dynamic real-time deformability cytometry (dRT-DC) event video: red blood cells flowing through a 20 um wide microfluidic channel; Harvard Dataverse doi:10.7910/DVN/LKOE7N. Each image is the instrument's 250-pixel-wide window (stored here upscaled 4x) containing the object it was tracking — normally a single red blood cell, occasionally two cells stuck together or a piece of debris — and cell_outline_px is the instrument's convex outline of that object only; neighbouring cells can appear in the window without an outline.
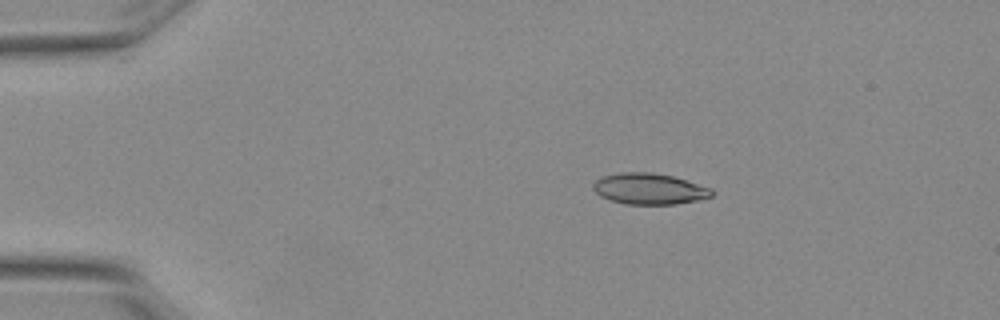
{"species": "Egyptian fruit bat (a non-hibernating species)", "species_latin": "Rousettus aegyptiacus", "temperature_condition": "warm", "stored_images_in_passage": 3, "camera_frame_rate_fps": 3000, "um_per_image_px": 0.085, "animal": {"sex": "female"}, "frame": {"image": 1, "passage_image": 2, "time_ms": 0.333, "image_size_px": [1000, 320], "cell_outline_px": [[712, 196], [696, 200], [676, 204], [624, 204], [608, 200], [600, 196], [592, 188], [592, 184], [596, 180], [604, 176], [620, 172], [648, 172], [672, 176], [712, 188]], "centroid_in_image_um": [55.15, 16.05], "position_along_channel_um": 29.9, "area_um2": 21.39}}